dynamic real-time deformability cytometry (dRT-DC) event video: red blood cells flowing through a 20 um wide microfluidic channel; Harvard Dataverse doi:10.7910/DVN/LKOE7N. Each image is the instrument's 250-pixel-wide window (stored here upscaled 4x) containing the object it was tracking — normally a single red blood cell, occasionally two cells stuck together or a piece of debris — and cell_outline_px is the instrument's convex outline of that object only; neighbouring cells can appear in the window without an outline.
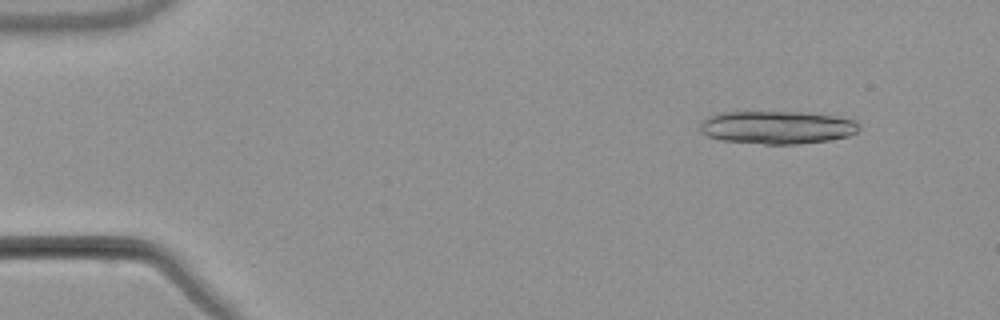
{"species": "common noctule bat (a hibernating species)", "species_latin": "Nyctalus noctula", "temperature_condition": "warm", "stored_images_in_passage": 6, "camera_frame_rate_fps": 3000, "um_per_image_px": 0.085, "animal": {"sex": "male", "body_mass_g": 21.5, "forearm_length_mm": 52.0}, "frame": {"image": 1, "passage_image": 2, "time_ms": 1.0, "image_size_px": [1000, 320], "cell_outline_px": [[860, 128], [856, 132], [848, 136], [828, 140], [796, 144], [764, 144], [720, 140], [708, 136], [700, 132], [700, 120], [708, 116], [720, 112], [804, 112], [836, 116], [856, 120], [860, 124]], "centroid_in_image_um": [66.03, 10.82], "position_along_channel_um": 19.0, "area_um2": 30.81}}
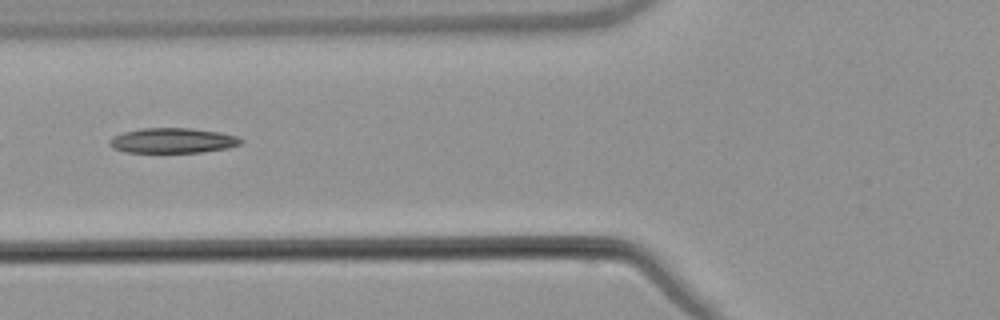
{"frame": {"image": 2, "passage_image": 6, "time_ms": 6.333, "image_size_px": [1000, 320], "cell_outline_px": [[244, 140], [240, 144], [228, 148], [200, 152], [124, 152], [112, 148], [108, 144], [108, 140], [112, 136], [124, 132], [140, 128], [188, 128], [220, 132], [236, 136]], "centroid_in_image_um": [14.63, 11.94], "position_along_channel_um": 111.2, "area_um2": 19.25}}